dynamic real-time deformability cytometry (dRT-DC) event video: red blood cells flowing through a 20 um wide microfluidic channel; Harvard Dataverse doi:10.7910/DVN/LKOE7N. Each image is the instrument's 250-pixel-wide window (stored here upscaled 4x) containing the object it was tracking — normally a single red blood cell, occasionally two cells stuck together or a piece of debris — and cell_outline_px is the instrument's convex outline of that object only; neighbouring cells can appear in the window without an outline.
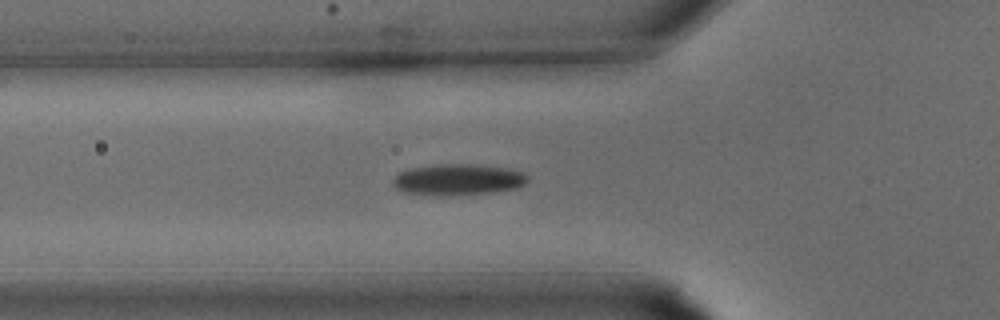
{"species": "common noctule bat (a hibernating species)", "species_latin": "Nyctalus noctula", "temperature_condition": "warm", "stored_images_in_passage": 34, "camera_frame_rate_fps": 3000, "um_per_image_px": 0.085, "animal": {"sex": "male", "body_mass_g": 15.6}, "frame": {"image": 1, "passage_image": 11, "time_ms": 3.333, "image_size_px": [1000, 320], "cell_outline_px": [[528, 180], [524, 184], [516, 188], [492, 192], [440, 196], [404, 192], [396, 188], [392, 184], [392, 180], [400, 172], [408, 168], [436, 164], [468, 164], [504, 168], [524, 172], [528, 176]], "centroid_in_image_um": [38.9, 15.26], "position_along_channel_um": 86.9, "area_um2": 24.39}}
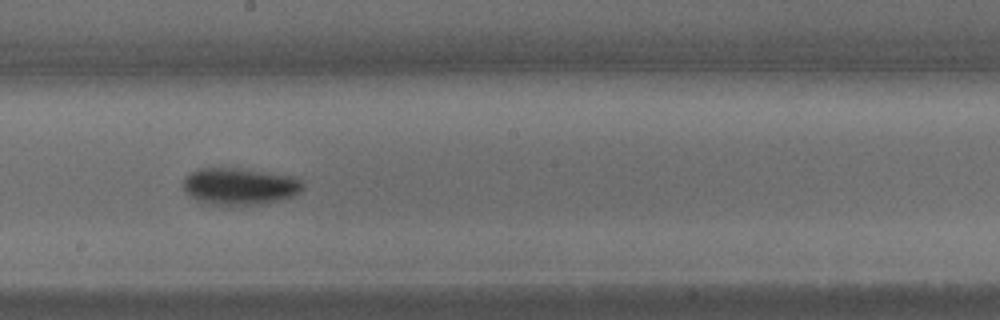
{"frame": {"image": 2, "passage_image": 18, "time_ms": 5.667, "image_size_px": [1000, 320], "cell_outline_px": [[304, 188], [300, 192], [292, 196], [264, 204], [216, 204], [196, 200], [180, 184], [184, 176], [200, 168], [236, 168], [300, 176], [304, 184]], "centroid_in_image_um": [20.43, 15.81], "position_along_channel_um": 227.8, "area_um2": 25.78}}
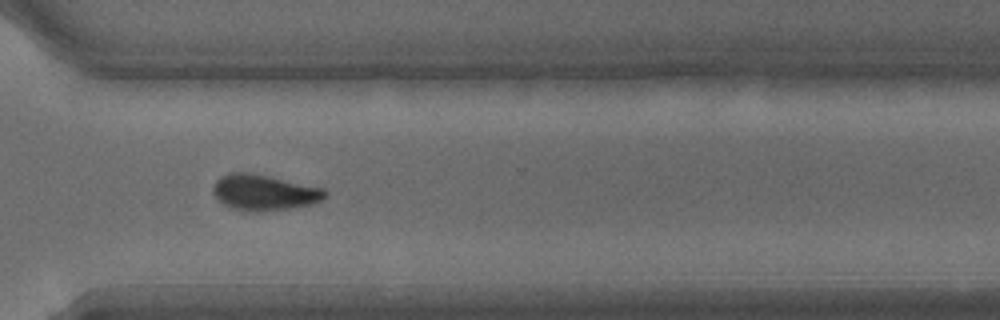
{"frame": {"image": 3, "passage_image": 24, "time_ms": 7.667, "image_size_px": [1000, 320], "cell_outline_px": [[328, 192], [320, 200], [312, 204], [292, 208], [260, 212], [232, 208], [224, 204], [212, 192], [212, 188], [216, 180], [220, 176], [232, 172], [248, 172], [268, 176], [324, 188]], "centroid_in_image_um": [22.44, 16.35], "position_along_channel_um": 348.2, "area_um2": 23.18}}